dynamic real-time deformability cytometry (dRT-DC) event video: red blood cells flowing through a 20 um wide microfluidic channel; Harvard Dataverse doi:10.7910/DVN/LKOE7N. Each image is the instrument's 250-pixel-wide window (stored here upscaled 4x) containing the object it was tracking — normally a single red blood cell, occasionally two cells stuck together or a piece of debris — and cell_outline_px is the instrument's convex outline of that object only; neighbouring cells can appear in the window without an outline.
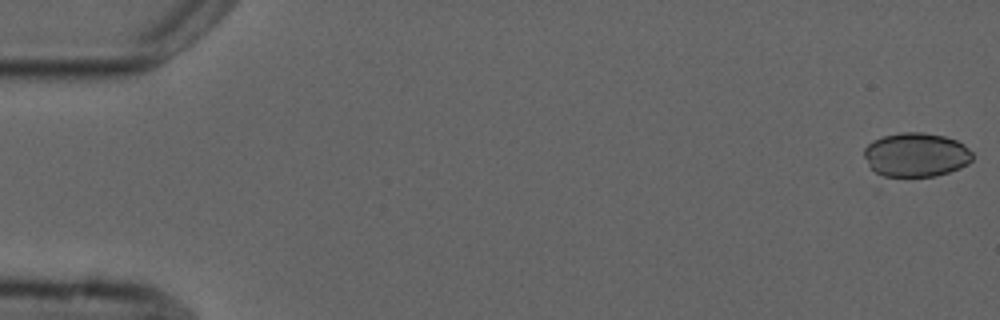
{"species": "common noctule bat (a hibernating species)", "species_latin": "Nyctalus noctula", "temperature_condition": "cold", "stored_images_in_passage": 6, "camera_frame_rate_fps": 3000, "um_per_image_px": 0.085, "animal": {"sex": "male", "forearm_length_mm": 52.5}, "frame": {"image": 1, "passage_image": 1, "time_ms": 0.0, "image_size_px": [1000, 320], "cell_outline_px": [[972, 160], [968, 164], [960, 168], [936, 176], [884, 180], [868, 164], [864, 156], [864, 148], [872, 140], [884, 136], [900, 132], [924, 132], [944, 136], [956, 140], [964, 144], [972, 152]], "centroid_in_image_um": [77.83, 13.2], "position_along_channel_um": 7.2, "area_um2": 28.73}}